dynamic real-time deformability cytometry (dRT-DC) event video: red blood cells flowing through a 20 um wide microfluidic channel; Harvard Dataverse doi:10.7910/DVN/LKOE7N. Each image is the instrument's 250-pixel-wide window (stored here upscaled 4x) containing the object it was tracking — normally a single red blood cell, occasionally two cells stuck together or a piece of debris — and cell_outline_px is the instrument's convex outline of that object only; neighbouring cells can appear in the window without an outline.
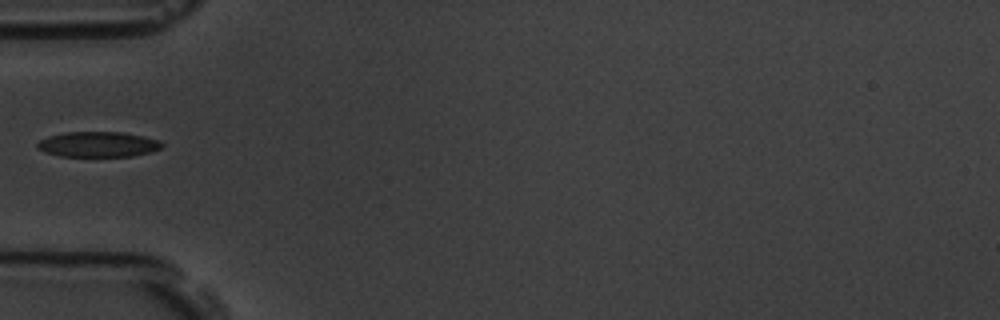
{"species": "common noctule bat (a hibernating species)", "species_latin": "Nyctalus noctula", "temperature_condition": "room temperature", "stored_images_in_passage": 2, "camera_frame_rate_fps": 3000, "um_per_image_px": 0.085, "animal": {"sex": "male", "body_mass_g": 19.5, "forearm_length_mm": 54.6}, "frame": {"image": 1, "passage_image": 1, "time_ms": 0.0, "image_size_px": [1000, 320], "cell_outline_px": [[164, 144], [160, 148], [148, 152], [132, 156], [60, 156], [44, 152], [36, 148], [36, 144], [40, 140], [48, 136], [64, 132], [124, 132], [144, 136], [160, 140]], "centroid_in_image_um": [8.31, 12.26], "position_along_channel_um": 76.7, "area_um2": 18.44}}
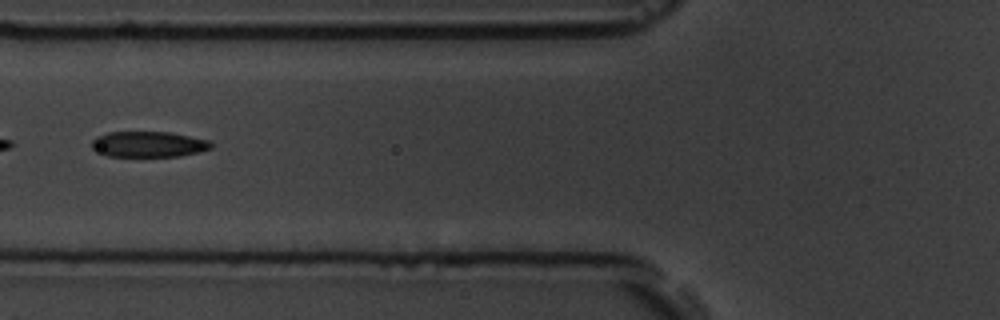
{"frame": {"image": 2, "passage_image": 2, "time_ms": 1.0, "image_size_px": [1000, 320], "cell_outline_px": [[212, 148], [180, 156], [108, 156], [92, 148], [92, 140], [96, 136], [108, 132], [168, 132], [208, 140], [212, 144]], "centroid_in_image_um": [12.6, 12.26], "position_along_channel_um": 113.2, "area_um2": 17.63}}